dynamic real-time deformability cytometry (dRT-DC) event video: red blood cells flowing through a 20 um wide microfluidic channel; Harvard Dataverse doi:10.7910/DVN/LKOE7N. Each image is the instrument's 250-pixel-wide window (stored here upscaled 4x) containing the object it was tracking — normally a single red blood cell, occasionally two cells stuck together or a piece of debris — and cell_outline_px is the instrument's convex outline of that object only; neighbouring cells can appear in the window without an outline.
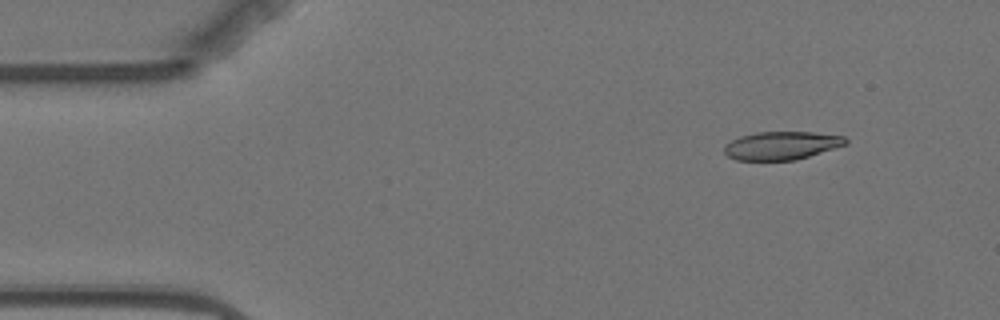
{"species": "Egyptian fruit bat (a non-hibernating species)", "species_latin": "Rousettus aegyptiacus", "temperature_condition": "warm", "stored_images_in_passage": 4, "camera_frame_rate_fps": 3000, "um_per_image_px": 0.085, "animal": {"sex": "female"}, "frame": {"image": 1, "passage_image": 2, "time_ms": 1.333, "image_size_px": [1000, 320], "cell_outline_px": [[848, 144], [796, 160], [736, 160], [728, 156], [724, 152], [724, 148], [732, 140], [740, 136], [756, 132], [812, 132], [844, 136], [848, 140]], "centroid_in_image_um": [66.46, 12.37], "position_along_channel_um": 18.5, "area_um2": 19.88}}
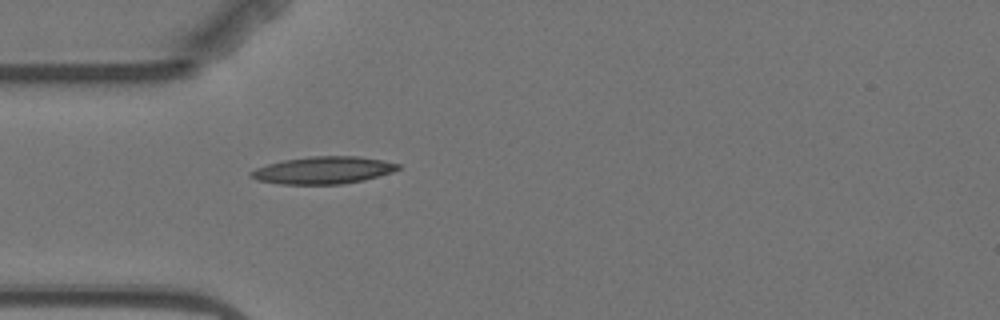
{"frame": {"image": 2, "passage_image": 4, "time_ms": 4.667, "image_size_px": [1000, 320], "cell_outline_px": [[400, 168], [392, 172], [364, 180], [340, 184], [280, 184], [256, 180], [248, 176], [248, 172], [256, 168], [268, 164], [284, 160], [308, 156], [356, 156], [380, 160], [400, 164]], "centroid_in_image_um": [27.42, 14.47], "position_along_channel_um": 57.6, "area_um2": 23.35}}